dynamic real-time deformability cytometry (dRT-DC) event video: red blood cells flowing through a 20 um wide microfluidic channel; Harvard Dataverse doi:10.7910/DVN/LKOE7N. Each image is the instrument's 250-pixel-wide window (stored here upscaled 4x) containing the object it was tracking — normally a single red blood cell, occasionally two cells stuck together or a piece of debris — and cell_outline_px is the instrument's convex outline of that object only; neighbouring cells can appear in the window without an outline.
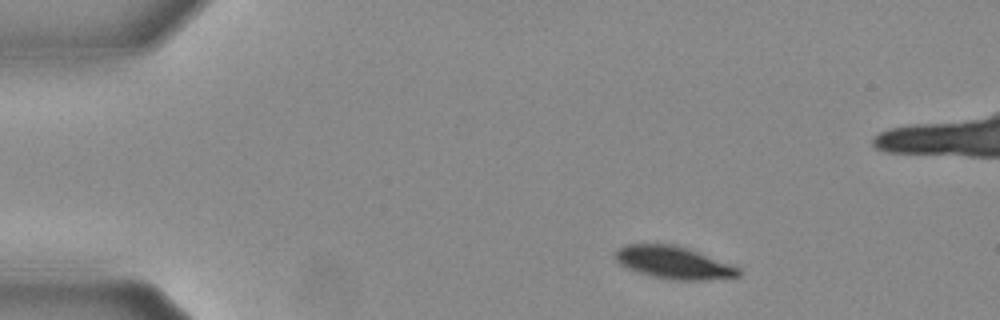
{"species": "Egyptian fruit bat (a non-hibernating species)", "species_latin": "Rousettus aegyptiacus", "temperature_condition": "warm", "stored_images_in_passage": 49, "camera_frame_rate_fps": 3000, "um_per_image_px": 0.085, "animal": {"sex": "female"}, "frame": {"image": 1, "passage_image": 1, "time_ms": 0.0, "image_size_px": [1000, 320], "cell_outline_px": [[740, 276], [704, 280], [672, 280], [652, 276], [628, 268], [620, 264], [616, 260], [616, 248], [624, 244], [676, 244], [740, 268]], "centroid_in_image_um": [57.23, 22.31], "position_along_channel_um": 27.8, "area_um2": 23.06}}
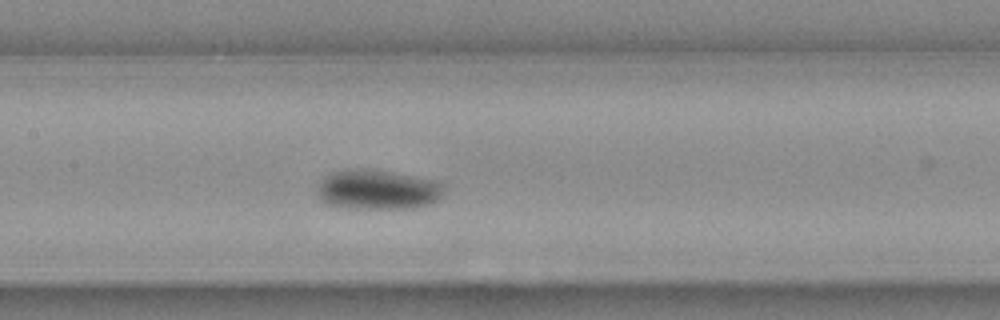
{"frame": {"image": 2, "passage_image": 19, "time_ms": 6.0, "image_size_px": [1000, 320], "cell_outline_px": [[444, 192], [436, 200], [428, 204], [412, 208], [348, 208], [328, 204], [320, 200], [316, 192], [324, 176], [336, 172], [360, 168], [392, 172], [436, 180], [444, 184]], "centroid_in_image_um": [32.11, 16.12], "position_along_channel_um": 175.3, "area_um2": 29.13}}
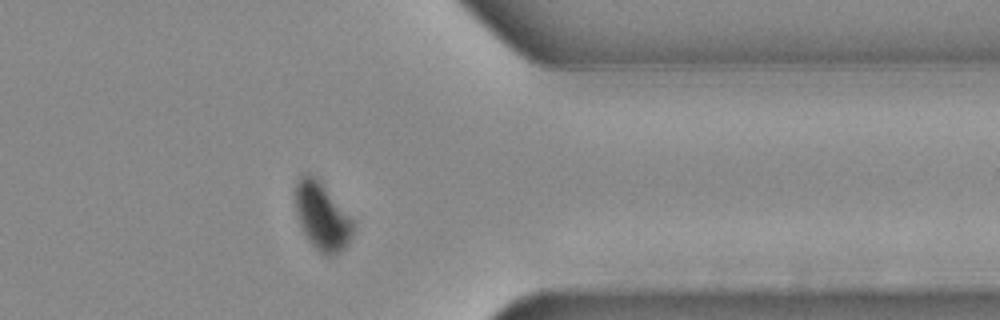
{"frame": {"image": 3, "passage_image": 37, "time_ms": 12.0, "image_size_px": [1000, 320], "cell_outline_px": [[356, 220], [352, 236], [348, 244], [340, 252], [332, 256], [324, 256], [308, 240], [296, 216], [296, 184], [300, 176], [308, 172], [316, 176], [320, 180]], "centroid_in_image_um": [27.42, 18.38], "position_along_channel_um": 384.0, "area_um2": 23.29}, "authors_computed_cell_mechanics": {"area_um2": 27.5128, "velocity_mm_per_s": 3.6525, "shape_relaxation_time_tau1_ms": 3.2648, "shape_relaxation_time_tau2_ms": 1.7028, "deformation_change_tau1": 0.1482, "deformation_change_tau2": 0.0225}}